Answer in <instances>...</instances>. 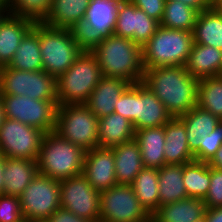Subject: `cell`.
<instances>
[{"instance_id":"14","label":"cell","mask_w":222,"mask_h":222,"mask_svg":"<svg viewBox=\"0 0 222 222\" xmlns=\"http://www.w3.org/2000/svg\"><path fill=\"white\" fill-rule=\"evenodd\" d=\"M121 0H91L83 24L77 31L86 47L113 34L117 7Z\"/></svg>"},{"instance_id":"9","label":"cell","mask_w":222,"mask_h":222,"mask_svg":"<svg viewBox=\"0 0 222 222\" xmlns=\"http://www.w3.org/2000/svg\"><path fill=\"white\" fill-rule=\"evenodd\" d=\"M25 222H45L60 208V181L37 174L19 196Z\"/></svg>"},{"instance_id":"40","label":"cell","mask_w":222,"mask_h":222,"mask_svg":"<svg viewBox=\"0 0 222 222\" xmlns=\"http://www.w3.org/2000/svg\"><path fill=\"white\" fill-rule=\"evenodd\" d=\"M114 113L135 123V83L130 84L116 102Z\"/></svg>"},{"instance_id":"41","label":"cell","mask_w":222,"mask_h":222,"mask_svg":"<svg viewBox=\"0 0 222 222\" xmlns=\"http://www.w3.org/2000/svg\"><path fill=\"white\" fill-rule=\"evenodd\" d=\"M222 145V120L201 146V162L208 163Z\"/></svg>"},{"instance_id":"52","label":"cell","mask_w":222,"mask_h":222,"mask_svg":"<svg viewBox=\"0 0 222 222\" xmlns=\"http://www.w3.org/2000/svg\"><path fill=\"white\" fill-rule=\"evenodd\" d=\"M195 222H205V219L202 218V219H200V220H198V221H195Z\"/></svg>"},{"instance_id":"34","label":"cell","mask_w":222,"mask_h":222,"mask_svg":"<svg viewBox=\"0 0 222 222\" xmlns=\"http://www.w3.org/2000/svg\"><path fill=\"white\" fill-rule=\"evenodd\" d=\"M197 106L222 120V75L199 80Z\"/></svg>"},{"instance_id":"30","label":"cell","mask_w":222,"mask_h":222,"mask_svg":"<svg viewBox=\"0 0 222 222\" xmlns=\"http://www.w3.org/2000/svg\"><path fill=\"white\" fill-rule=\"evenodd\" d=\"M192 35L194 43L222 50V11L211 7L199 12Z\"/></svg>"},{"instance_id":"37","label":"cell","mask_w":222,"mask_h":222,"mask_svg":"<svg viewBox=\"0 0 222 222\" xmlns=\"http://www.w3.org/2000/svg\"><path fill=\"white\" fill-rule=\"evenodd\" d=\"M28 85L29 71L0 67V95H26Z\"/></svg>"},{"instance_id":"33","label":"cell","mask_w":222,"mask_h":222,"mask_svg":"<svg viewBox=\"0 0 222 222\" xmlns=\"http://www.w3.org/2000/svg\"><path fill=\"white\" fill-rule=\"evenodd\" d=\"M183 183L188 198L204 200L210 186V166L196 160L183 164Z\"/></svg>"},{"instance_id":"6","label":"cell","mask_w":222,"mask_h":222,"mask_svg":"<svg viewBox=\"0 0 222 222\" xmlns=\"http://www.w3.org/2000/svg\"><path fill=\"white\" fill-rule=\"evenodd\" d=\"M193 43L192 32L159 26L142 46L144 69L185 66Z\"/></svg>"},{"instance_id":"31","label":"cell","mask_w":222,"mask_h":222,"mask_svg":"<svg viewBox=\"0 0 222 222\" xmlns=\"http://www.w3.org/2000/svg\"><path fill=\"white\" fill-rule=\"evenodd\" d=\"M158 168L144 167L131 184L144 208L152 214L159 207Z\"/></svg>"},{"instance_id":"28","label":"cell","mask_w":222,"mask_h":222,"mask_svg":"<svg viewBox=\"0 0 222 222\" xmlns=\"http://www.w3.org/2000/svg\"><path fill=\"white\" fill-rule=\"evenodd\" d=\"M7 66L22 71L43 70L40 52V23H34L33 28L24 36Z\"/></svg>"},{"instance_id":"23","label":"cell","mask_w":222,"mask_h":222,"mask_svg":"<svg viewBox=\"0 0 222 222\" xmlns=\"http://www.w3.org/2000/svg\"><path fill=\"white\" fill-rule=\"evenodd\" d=\"M191 76L197 79L222 75V50L193 43L185 65Z\"/></svg>"},{"instance_id":"24","label":"cell","mask_w":222,"mask_h":222,"mask_svg":"<svg viewBox=\"0 0 222 222\" xmlns=\"http://www.w3.org/2000/svg\"><path fill=\"white\" fill-rule=\"evenodd\" d=\"M206 205L200 198H187L159 206L152 214L153 222H195L204 218Z\"/></svg>"},{"instance_id":"22","label":"cell","mask_w":222,"mask_h":222,"mask_svg":"<svg viewBox=\"0 0 222 222\" xmlns=\"http://www.w3.org/2000/svg\"><path fill=\"white\" fill-rule=\"evenodd\" d=\"M38 173L35 160L5 157L4 195L19 197Z\"/></svg>"},{"instance_id":"13","label":"cell","mask_w":222,"mask_h":222,"mask_svg":"<svg viewBox=\"0 0 222 222\" xmlns=\"http://www.w3.org/2000/svg\"><path fill=\"white\" fill-rule=\"evenodd\" d=\"M159 22L137 8L130 0H121L117 7L114 35L145 45L155 34Z\"/></svg>"},{"instance_id":"27","label":"cell","mask_w":222,"mask_h":222,"mask_svg":"<svg viewBox=\"0 0 222 222\" xmlns=\"http://www.w3.org/2000/svg\"><path fill=\"white\" fill-rule=\"evenodd\" d=\"M135 138V130L131 121L125 117L111 113L99 118L98 146L113 148Z\"/></svg>"},{"instance_id":"50","label":"cell","mask_w":222,"mask_h":222,"mask_svg":"<svg viewBox=\"0 0 222 222\" xmlns=\"http://www.w3.org/2000/svg\"><path fill=\"white\" fill-rule=\"evenodd\" d=\"M4 118H5V116H4V112H3L2 101H1V98H0V127L2 126Z\"/></svg>"},{"instance_id":"35","label":"cell","mask_w":222,"mask_h":222,"mask_svg":"<svg viewBox=\"0 0 222 222\" xmlns=\"http://www.w3.org/2000/svg\"><path fill=\"white\" fill-rule=\"evenodd\" d=\"M53 0H9L8 13L42 23L51 10Z\"/></svg>"},{"instance_id":"48","label":"cell","mask_w":222,"mask_h":222,"mask_svg":"<svg viewBox=\"0 0 222 222\" xmlns=\"http://www.w3.org/2000/svg\"><path fill=\"white\" fill-rule=\"evenodd\" d=\"M211 7L222 11V0H211Z\"/></svg>"},{"instance_id":"1","label":"cell","mask_w":222,"mask_h":222,"mask_svg":"<svg viewBox=\"0 0 222 222\" xmlns=\"http://www.w3.org/2000/svg\"><path fill=\"white\" fill-rule=\"evenodd\" d=\"M142 83L164 104L172 117H180L197 106L199 79L185 66L145 69Z\"/></svg>"},{"instance_id":"3","label":"cell","mask_w":222,"mask_h":222,"mask_svg":"<svg viewBox=\"0 0 222 222\" xmlns=\"http://www.w3.org/2000/svg\"><path fill=\"white\" fill-rule=\"evenodd\" d=\"M86 151L56 132L45 133L37 166L39 174L62 181L82 174Z\"/></svg>"},{"instance_id":"11","label":"cell","mask_w":222,"mask_h":222,"mask_svg":"<svg viewBox=\"0 0 222 222\" xmlns=\"http://www.w3.org/2000/svg\"><path fill=\"white\" fill-rule=\"evenodd\" d=\"M44 134L35 127L4 118L0 127V154L37 161Z\"/></svg>"},{"instance_id":"26","label":"cell","mask_w":222,"mask_h":222,"mask_svg":"<svg viewBox=\"0 0 222 222\" xmlns=\"http://www.w3.org/2000/svg\"><path fill=\"white\" fill-rule=\"evenodd\" d=\"M115 157V176L118 184L131 185L144 168L140 147L135 139L111 148Z\"/></svg>"},{"instance_id":"29","label":"cell","mask_w":222,"mask_h":222,"mask_svg":"<svg viewBox=\"0 0 222 222\" xmlns=\"http://www.w3.org/2000/svg\"><path fill=\"white\" fill-rule=\"evenodd\" d=\"M159 206L188 198L183 183V164H165L158 168Z\"/></svg>"},{"instance_id":"19","label":"cell","mask_w":222,"mask_h":222,"mask_svg":"<svg viewBox=\"0 0 222 222\" xmlns=\"http://www.w3.org/2000/svg\"><path fill=\"white\" fill-rule=\"evenodd\" d=\"M30 19L7 13L0 21V67L12 60L24 36L33 28Z\"/></svg>"},{"instance_id":"32","label":"cell","mask_w":222,"mask_h":222,"mask_svg":"<svg viewBox=\"0 0 222 222\" xmlns=\"http://www.w3.org/2000/svg\"><path fill=\"white\" fill-rule=\"evenodd\" d=\"M198 11L178 0H166L161 27L192 32Z\"/></svg>"},{"instance_id":"18","label":"cell","mask_w":222,"mask_h":222,"mask_svg":"<svg viewBox=\"0 0 222 222\" xmlns=\"http://www.w3.org/2000/svg\"><path fill=\"white\" fill-rule=\"evenodd\" d=\"M131 83L114 77H103L94 88L85 105L99 119L114 113L120 95Z\"/></svg>"},{"instance_id":"15","label":"cell","mask_w":222,"mask_h":222,"mask_svg":"<svg viewBox=\"0 0 222 222\" xmlns=\"http://www.w3.org/2000/svg\"><path fill=\"white\" fill-rule=\"evenodd\" d=\"M82 175L98 192L117 185L113 150L98 146L86 151Z\"/></svg>"},{"instance_id":"10","label":"cell","mask_w":222,"mask_h":222,"mask_svg":"<svg viewBox=\"0 0 222 222\" xmlns=\"http://www.w3.org/2000/svg\"><path fill=\"white\" fill-rule=\"evenodd\" d=\"M151 214L137 199L131 185L117 184L100 192L101 222H148Z\"/></svg>"},{"instance_id":"42","label":"cell","mask_w":222,"mask_h":222,"mask_svg":"<svg viewBox=\"0 0 222 222\" xmlns=\"http://www.w3.org/2000/svg\"><path fill=\"white\" fill-rule=\"evenodd\" d=\"M149 17L161 22L166 0H130Z\"/></svg>"},{"instance_id":"21","label":"cell","mask_w":222,"mask_h":222,"mask_svg":"<svg viewBox=\"0 0 222 222\" xmlns=\"http://www.w3.org/2000/svg\"><path fill=\"white\" fill-rule=\"evenodd\" d=\"M164 158L166 164H186L195 160L189 149L186 127L178 117H172L165 124Z\"/></svg>"},{"instance_id":"36","label":"cell","mask_w":222,"mask_h":222,"mask_svg":"<svg viewBox=\"0 0 222 222\" xmlns=\"http://www.w3.org/2000/svg\"><path fill=\"white\" fill-rule=\"evenodd\" d=\"M26 96L36 100H57L56 78L44 70L29 71Z\"/></svg>"},{"instance_id":"5","label":"cell","mask_w":222,"mask_h":222,"mask_svg":"<svg viewBox=\"0 0 222 222\" xmlns=\"http://www.w3.org/2000/svg\"><path fill=\"white\" fill-rule=\"evenodd\" d=\"M103 77L96 56L86 47L56 79L58 105L85 104Z\"/></svg>"},{"instance_id":"46","label":"cell","mask_w":222,"mask_h":222,"mask_svg":"<svg viewBox=\"0 0 222 222\" xmlns=\"http://www.w3.org/2000/svg\"><path fill=\"white\" fill-rule=\"evenodd\" d=\"M207 164L213 168L222 170V145Z\"/></svg>"},{"instance_id":"38","label":"cell","mask_w":222,"mask_h":222,"mask_svg":"<svg viewBox=\"0 0 222 222\" xmlns=\"http://www.w3.org/2000/svg\"><path fill=\"white\" fill-rule=\"evenodd\" d=\"M0 222H25L19 197L0 195Z\"/></svg>"},{"instance_id":"39","label":"cell","mask_w":222,"mask_h":222,"mask_svg":"<svg viewBox=\"0 0 222 222\" xmlns=\"http://www.w3.org/2000/svg\"><path fill=\"white\" fill-rule=\"evenodd\" d=\"M203 201L206 208H222V170L210 166V186Z\"/></svg>"},{"instance_id":"25","label":"cell","mask_w":222,"mask_h":222,"mask_svg":"<svg viewBox=\"0 0 222 222\" xmlns=\"http://www.w3.org/2000/svg\"><path fill=\"white\" fill-rule=\"evenodd\" d=\"M140 147L143 167L161 168L165 163V125L139 129L134 138Z\"/></svg>"},{"instance_id":"7","label":"cell","mask_w":222,"mask_h":222,"mask_svg":"<svg viewBox=\"0 0 222 222\" xmlns=\"http://www.w3.org/2000/svg\"><path fill=\"white\" fill-rule=\"evenodd\" d=\"M99 119L85 104L58 105L54 132L85 151L98 147Z\"/></svg>"},{"instance_id":"51","label":"cell","mask_w":222,"mask_h":222,"mask_svg":"<svg viewBox=\"0 0 222 222\" xmlns=\"http://www.w3.org/2000/svg\"><path fill=\"white\" fill-rule=\"evenodd\" d=\"M6 14H7L6 11L0 9V21L2 20V18H3Z\"/></svg>"},{"instance_id":"44","label":"cell","mask_w":222,"mask_h":222,"mask_svg":"<svg viewBox=\"0 0 222 222\" xmlns=\"http://www.w3.org/2000/svg\"><path fill=\"white\" fill-rule=\"evenodd\" d=\"M196 9L198 12L211 8V0H178Z\"/></svg>"},{"instance_id":"16","label":"cell","mask_w":222,"mask_h":222,"mask_svg":"<svg viewBox=\"0 0 222 222\" xmlns=\"http://www.w3.org/2000/svg\"><path fill=\"white\" fill-rule=\"evenodd\" d=\"M172 116L158 97L142 82L135 83L134 130L165 125Z\"/></svg>"},{"instance_id":"20","label":"cell","mask_w":222,"mask_h":222,"mask_svg":"<svg viewBox=\"0 0 222 222\" xmlns=\"http://www.w3.org/2000/svg\"><path fill=\"white\" fill-rule=\"evenodd\" d=\"M91 0H53L51 10L42 22L53 28L78 31L84 22Z\"/></svg>"},{"instance_id":"4","label":"cell","mask_w":222,"mask_h":222,"mask_svg":"<svg viewBox=\"0 0 222 222\" xmlns=\"http://www.w3.org/2000/svg\"><path fill=\"white\" fill-rule=\"evenodd\" d=\"M85 48L76 30L53 28L40 23L43 70L56 79L73 65Z\"/></svg>"},{"instance_id":"12","label":"cell","mask_w":222,"mask_h":222,"mask_svg":"<svg viewBox=\"0 0 222 222\" xmlns=\"http://www.w3.org/2000/svg\"><path fill=\"white\" fill-rule=\"evenodd\" d=\"M60 206L92 222L100 220V192L82 174L60 181Z\"/></svg>"},{"instance_id":"45","label":"cell","mask_w":222,"mask_h":222,"mask_svg":"<svg viewBox=\"0 0 222 222\" xmlns=\"http://www.w3.org/2000/svg\"><path fill=\"white\" fill-rule=\"evenodd\" d=\"M204 219L205 222H222V208H207Z\"/></svg>"},{"instance_id":"17","label":"cell","mask_w":222,"mask_h":222,"mask_svg":"<svg viewBox=\"0 0 222 222\" xmlns=\"http://www.w3.org/2000/svg\"><path fill=\"white\" fill-rule=\"evenodd\" d=\"M178 118L186 127L187 141L194 159L201 162V146H205L208 135L214 131L221 120L198 106Z\"/></svg>"},{"instance_id":"47","label":"cell","mask_w":222,"mask_h":222,"mask_svg":"<svg viewBox=\"0 0 222 222\" xmlns=\"http://www.w3.org/2000/svg\"><path fill=\"white\" fill-rule=\"evenodd\" d=\"M5 156L0 154V195H4Z\"/></svg>"},{"instance_id":"2","label":"cell","mask_w":222,"mask_h":222,"mask_svg":"<svg viewBox=\"0 0 222 222\" xmlns=\"http://www.w3.org/2000/svg\"><path fill=\"white\" fill-rule=\"evenodd\" d=\"M96 56L104 77L122 78L131 84L144 76L142 47L132 40L110 34L88 46Z\"/></svg>"},{"instance_id":"49","label":"cell","mask_w":222,"mask_h":222,"mask_svg":"<svg viewBox=\"0 0 222 222\" xmlns=\"http://www.w3.org/2000/svg\"><path fill=\"white\" fill-rule=\"evenodd\" d=\"M9 0H0V9L8 13Z\"/></svg>"},{"instance_id":"8","label":"cell","mask_w":222,"mask_h":222,"mask_svg":"<svg viewBox=\"0 0 222 222\" xmlns=\"http://www.w3.org/2000/svg\"><path fill=\"white\" fill-rule=\"evenodd\" d=\"M5 118L17 120L44 133L56 125L57 100H36L26 95H0Z\"/></svg>"},{"instance_id":"43","label":"cell","mask_w":222,"mask_h":222,"mask_svg":"<svg viewBox=\"0 0 222 222\" xmlns=\"http://www.w3.org/2000/svg\"><path fill=\"white\" fill-rule=\"evenodd\" d=\"M45 222H92L88 219L78 217L73 214L71 211H68L64 208H58L53 212Z\"/></svg>"}]
</instances>
